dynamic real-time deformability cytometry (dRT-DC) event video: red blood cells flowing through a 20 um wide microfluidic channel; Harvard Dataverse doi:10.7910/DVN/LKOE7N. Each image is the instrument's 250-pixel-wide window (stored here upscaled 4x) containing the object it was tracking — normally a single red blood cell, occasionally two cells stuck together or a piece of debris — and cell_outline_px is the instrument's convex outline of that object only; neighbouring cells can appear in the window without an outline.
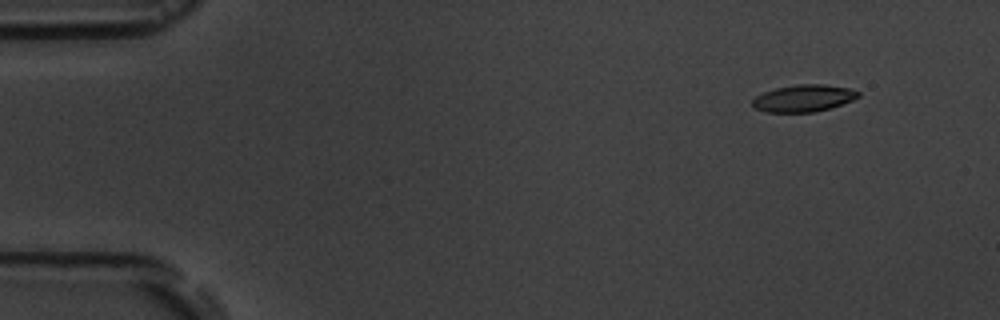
{"species": "common noctule bat (a hibernating species)", "species_latin": "Nyctalus noctula", "temperature_condition": "room temperature", "stored_images_in_passage": 16, "camera_frame_rate_fps": 3000, "um_per_image_px": 0.085, "animal": {"sex": "male", "body_mass_g": 19.5, "forearm_length_mm": 54.6}, "frame": {"image": 1, "passage_image": 2, "time_ms": 1.0, "image_size_px": [1000, 320], "cell_outline_px": [[860, 96], [852, 100], [816, 112], [764, 112], [752, 108], [752, 100], [756, 96], [764, 92], [776, 88], [796, 84], [820, 84], [848, 88], [860, 92]], "centroid_in_image_um": [68.25, 8.35], "position_along_channel_um": 16.7, "area_um2": 16.59}}
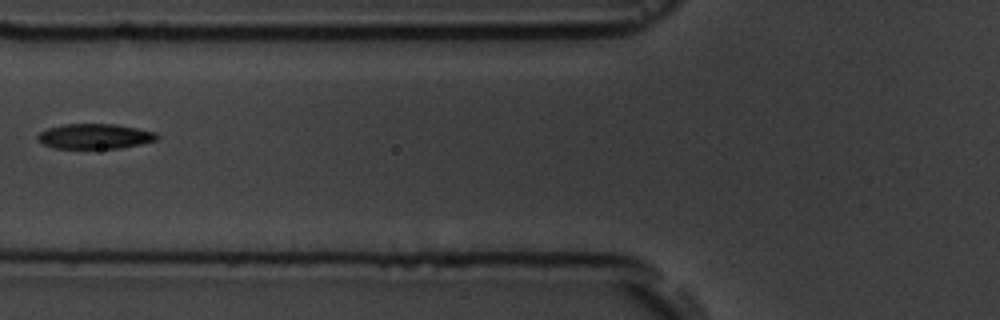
{"frame": {"image": 2, "passage_image": 6, "time_ms": 6.667, "image_size_px": [1000, 320], "cell_outline_px": [[160, 136], [156, 140], [140, 144], [120, 148], [52, 148], [36, 140], [36, 136], [40, 132], [48, 128], [64, 124], [116, 124], [156, 132]], "centroid_in_image_um": [8.04, 11.58], "position_along_channel_um": 117.8, "area_um2": 17.46}}
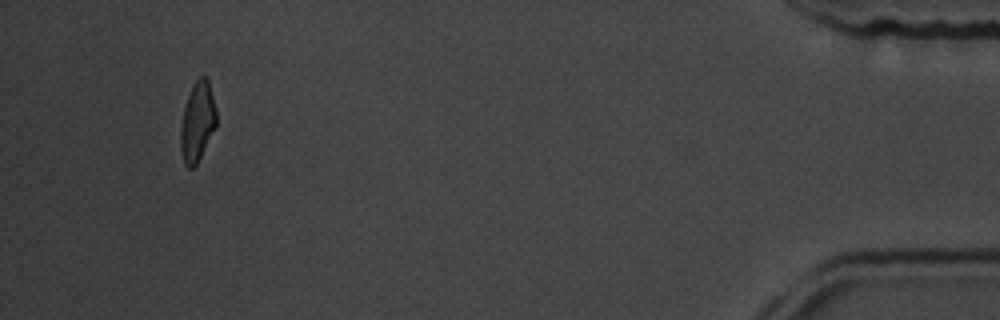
{"frame": {"image": 3, "passage_image": 15, "time_ms": 17.0, "image_size_px": [1000, 320], "cell_outline_px": [[216, 124], [196, 164], [192, 168], [188, 168], [184, 164], [180, 148], [180, 128], [184, 108], [188, 96], [196, 80], [200, 76], [208, 76], [216, 108]], "centroid_in_image_um": [16.77, 10.32], "position_along_channel_um": 418.4, "area_um2": 16.36}, "authors_computed_cell_mechanics": {"area_um2": 17.34, "velocity_mm_per_s": 3.6221, "shape_relaxation_time_tau1_ms": 2.3574, "shape_relaxation_time_tau2_ms": 2.2027, "deformation_change_tau1": 0.1188, "deformation_change_tau2": 0.0771}}